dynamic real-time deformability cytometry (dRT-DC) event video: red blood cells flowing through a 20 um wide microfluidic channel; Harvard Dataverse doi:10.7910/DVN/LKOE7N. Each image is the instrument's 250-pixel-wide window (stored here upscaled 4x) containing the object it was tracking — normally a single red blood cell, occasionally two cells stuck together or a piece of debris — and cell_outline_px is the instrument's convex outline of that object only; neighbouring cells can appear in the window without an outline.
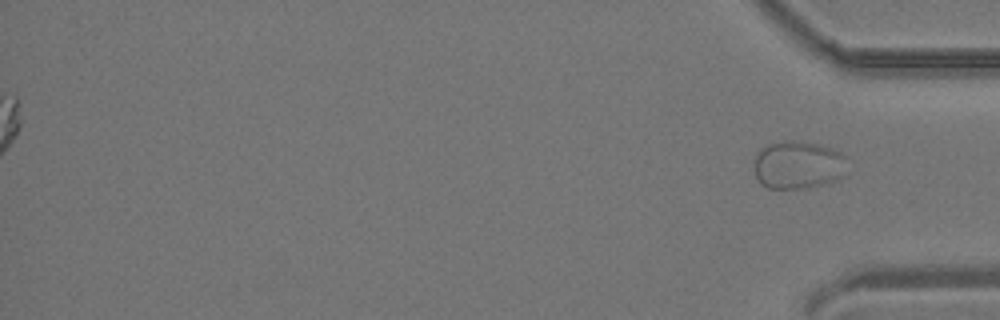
{"species": "common noctule bat (a hibernating species)", "species_latin": "Nyctalus noctula", "temperature_condition": "room temperature", "stored_images_in_passage": 31, "segment_of_instrument_passage": [2, 2], "camera_frame_rate_fps": 3000, "um_per_image_px": 0.085, "animal": {"sex": "male", "body_mass_g": 19.2, "forearm_length_mm": 51.8}, "frame": {"image": 1, "passage_image": 31, "time_ms": 10.0, "image_size_px": [1000, 320], "cell_outline_px": [[848, 172], [844, 176], [836, 180], [804, 188], [768, 188], [760, 184], [756, 176], [756, 152], [760, 148], [768, 144], [780, 140], [804, 140], [832, 148], [848, 156]], "centroid_in_image_um": [67.9, 13.98], "position_along_channel_um": 367.3, "area_um2": 26.65}}